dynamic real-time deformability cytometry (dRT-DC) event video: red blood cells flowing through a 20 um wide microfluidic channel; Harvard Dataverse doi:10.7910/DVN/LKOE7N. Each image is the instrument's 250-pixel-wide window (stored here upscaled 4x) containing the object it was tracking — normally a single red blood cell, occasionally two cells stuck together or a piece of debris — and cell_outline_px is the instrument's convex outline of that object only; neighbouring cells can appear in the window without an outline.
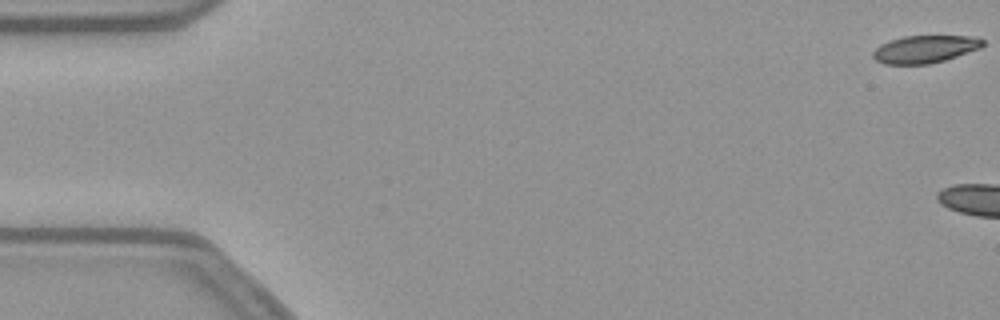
{"species": "common noctule bat (a hibernating species)", "species_latin": "Nyctalus noctula", "temperature_condition": "warm", "stored_images_in_passage": 6, "camera_frame_rate_fps": 3000, "um_per_image_px": 0.085, "animal": {"sex": "female", "body_mass_g": 21.9}, "frame": {"image": 1, "passage_image": 1, "time_ms": 0.0, "image_size_px": [1000, 320], "cell_outline_px": [[984, 44], [980, 48], [944, 60], [928, 64], [884, 64], [876, 60], [872, 56], [872, 52], [880, 44], [888, 40], [904, 36], [972, 36], [984, 40]], "centroid_in_image_um": [78.58, 4.17], "position_along_channel_um": 6.4, "area_um2": 17.57}}